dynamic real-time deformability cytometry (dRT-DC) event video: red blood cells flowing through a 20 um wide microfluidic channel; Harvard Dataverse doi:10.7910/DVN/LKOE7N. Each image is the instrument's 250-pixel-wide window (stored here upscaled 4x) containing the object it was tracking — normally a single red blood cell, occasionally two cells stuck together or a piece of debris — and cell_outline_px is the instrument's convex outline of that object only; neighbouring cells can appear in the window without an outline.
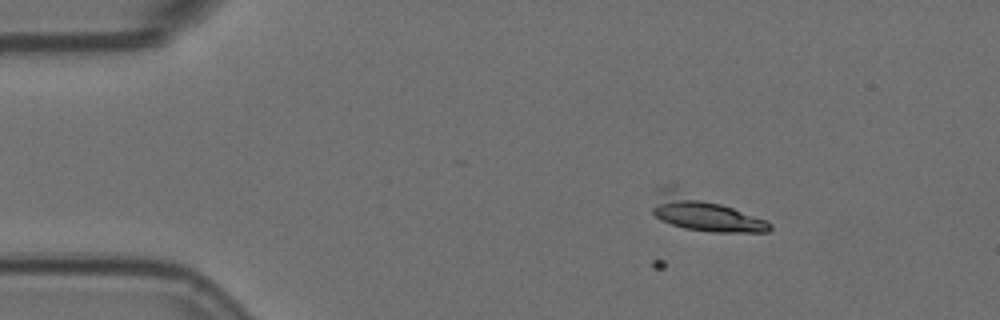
{"species": "Egyptian fruit bat (a non-hibernating species)", "species_latin": "Rousettus aegyptiacus", "temperature_condition": "room temperature", "stored_images_in_passage": 12, "camera_frame_rate_fps": 3000, "um_per_image_px": 0.085, "animal": {"sex": "female"}, "frame": {"image": 1, "passage_image": 2, "time_ms": 0.333, "image_size_px": [1000, 320], "cell_outline_px": [[772, 228], [768, 232], [708, 232], [684, 228], [660, 220], [652, 212], [652, 208], [656, 188], [664, 184], [676, 184], [768, 220], [772, 224]], "centroid_in_image_um": [59.77, 18.04], "position_along_channel_um": 25.2, "area_um2": 25.32}}
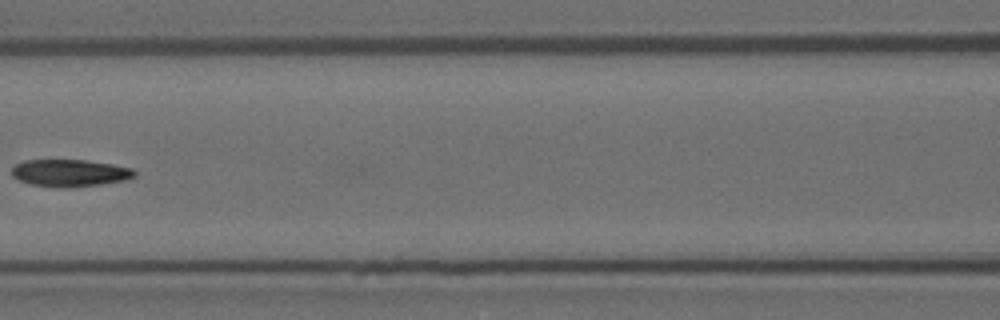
{"frame": {"image": 2, "passage_image": 6, "time_ms": 1.667, "image_size_px": [1000, 320], "cell_outline_px": [[136, 176], [124, 180], [100, 184], [72, 188], [64, 188], [32, 184], [20, 180], [12, 176], [12, 168], [16, 164], [24, 160], [84, 160], [112, 164], [132, 168], [136, 172]], "centroid_in_image_um": [5.95, 14.7], "position_along_channel_um": 160.7, "area_um2": 19.36}}
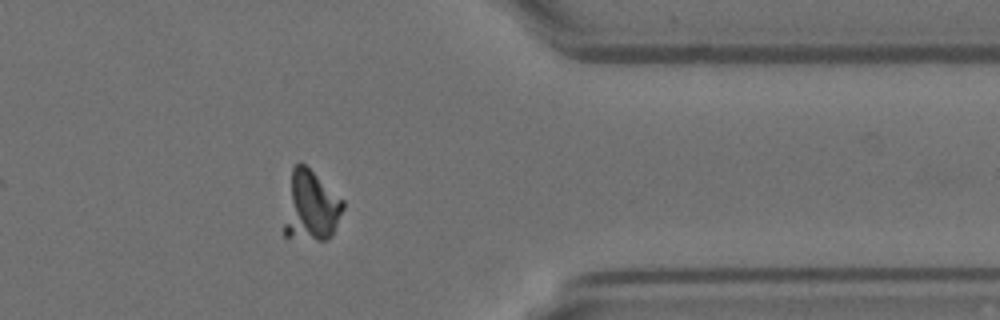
{"frame": {"image": 3, "passage_image": 12, "time_ms": 3.667, "image_size_px": [1000, 320], "cell_outline_px": [[344, 208], [332, 236], [328, 240], [316, 240], [284, 236], [284, 224], [292, 168], [300, 160], [344, 200]], "centroid_in_image_um": [26.45, 17.54], "position_along_channel_um": 385.0, "area_um2": 23.93}}